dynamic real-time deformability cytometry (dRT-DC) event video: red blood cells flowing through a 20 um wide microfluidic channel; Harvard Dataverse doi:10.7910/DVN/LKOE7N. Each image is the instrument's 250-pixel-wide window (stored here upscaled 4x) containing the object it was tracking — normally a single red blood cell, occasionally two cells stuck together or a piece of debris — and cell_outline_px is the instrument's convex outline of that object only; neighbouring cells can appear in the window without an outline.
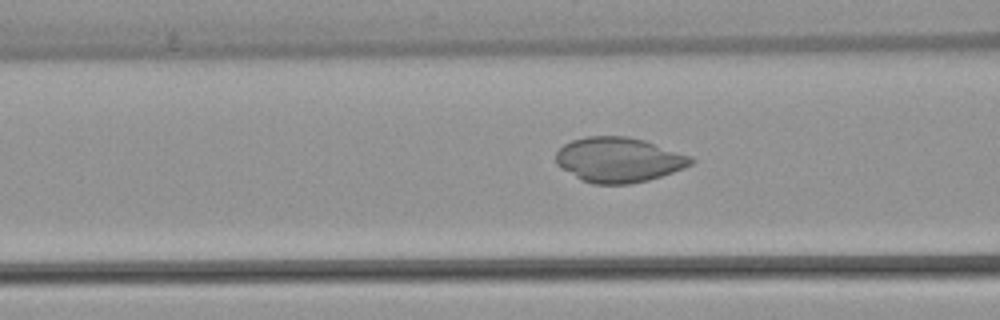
{"species": "common noctule bat (a hibernating species)", "species_latin": "Nyctalus noctula", "temperature_condition": "warm", "stored_images_in_passage": 33, "camera_frame_rate_fps": 3000, "um_per_image_px": 0.085, "animal": {"sex": "female", "body_mass_g": 22.7, "forearm_length_mm": 54.2}, "frame": {"image": 1, "passage_image": 11, "time_ms": 3.333, "image_size_px": [1000, 320], "cell_outline_px": [[696, 160], [692, 164], [684, 168], [648, 180], [628, 184], [592, 184], [580, 180], [560, 168], [556, 164], [556, 152], [564, 144], [572, 140], [584, 136], [628, 136], [644, 140], [692, 156]], "centroid_in_image_um": [52.57, 13.58], "position_along_channel_um": 114.0, "area_um2": 35.6}}
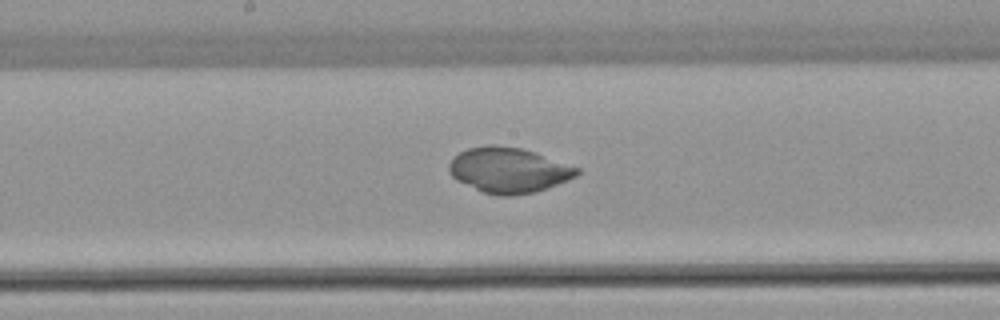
{"frame": {"image": 2, "passage_image": 18, "time_ms": 5.667, "image_size_px": [1000, 320], "cell_outline_px": [[580, 172], [576, 176], [568, 180], [548, 188], [532, 192], [512, 196], [496, 196], [484, 192], [456, 180], [448, 172], [448, 164], [460, 152], [468, 148], [488, 144], [492, 144], [520, 148], [536, 152], [580, 168]], "centroid_in_image_um": [43.24, 14.46], "position_along_channel_um": 205.0, "area_um2": 33.81}}
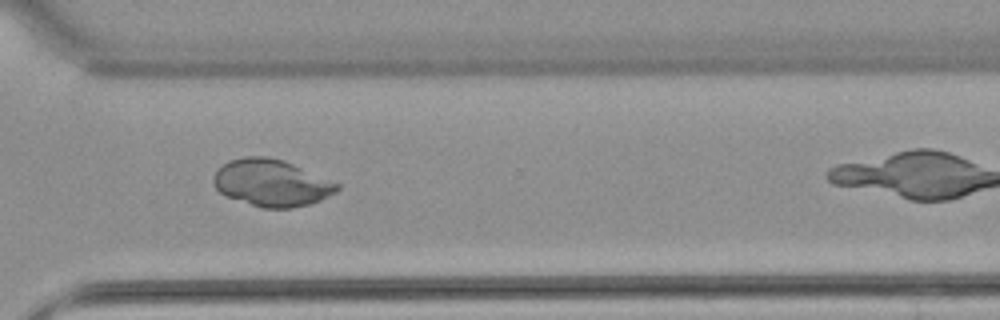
{"frame": {"image": 3, "passage_image": 29, "time_ms": 9.333, "image_size_px": [1000, 320], "cell_outline_px": [[340, 188], [336, 192], [312, 204], [292, 208], [264, 208], [224, 196], [212, 184], [212, 176], [228, 160], [244, 156], [268, 156], [284, 160], [340, 184]], "centroid_in_image_um": [23.06, 15.54], "position_along_channel_um": 347.5, "area_um2": 33.93}}